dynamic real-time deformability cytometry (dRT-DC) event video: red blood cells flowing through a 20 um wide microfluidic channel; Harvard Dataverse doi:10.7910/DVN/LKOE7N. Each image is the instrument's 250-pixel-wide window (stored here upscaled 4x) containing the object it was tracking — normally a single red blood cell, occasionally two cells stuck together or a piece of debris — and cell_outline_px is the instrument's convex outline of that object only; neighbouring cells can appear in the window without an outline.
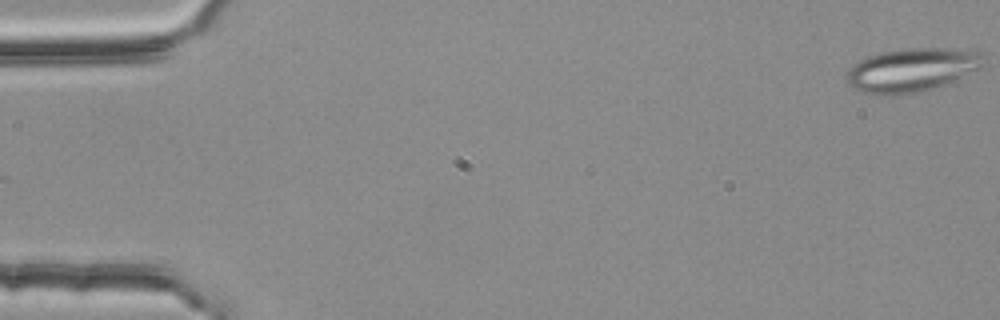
{"species": "common noctule bat (a hibernating species)", "species_latin": "Nyctalus noctula", "temperature_condition": "room temperature", "stored_images_in_passage": 3, "camera_frame_rate_fps": 3000, "um_per_image_px": 0.085, "animal": {"sex": "female", "body_mass_g": 25.1}, "frame": {"image": 1, "passage_image": 3, "time_ms": 0.667, "image_size_px": [1000, 320], "cell_outline_px": [[984, 68], [940, 88], [920, 92], [892, 96], [876, 96], [860, 92], [852, 88], [848, 84], [848, 72], [852, 64], [868, 56], [880, 52], [904, 48], [968, 48], [984, 52]], "centroid_in_image_um": [77.6, 5.96], "position_along_channel_um": 7.4, "area_um2": 36.24}}